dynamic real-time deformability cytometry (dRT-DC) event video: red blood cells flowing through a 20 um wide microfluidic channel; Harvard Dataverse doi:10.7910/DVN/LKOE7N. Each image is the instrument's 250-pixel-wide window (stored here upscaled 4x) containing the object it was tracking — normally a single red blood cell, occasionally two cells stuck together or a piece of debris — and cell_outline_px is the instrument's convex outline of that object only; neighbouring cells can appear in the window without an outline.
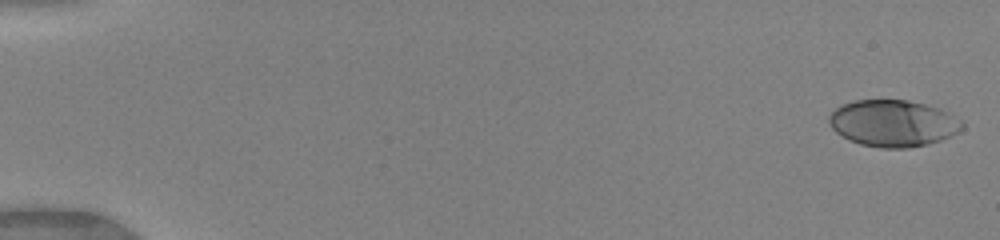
{"species": "human", "species_latin": "Homo sapiens", "temperature_condition": "warm", "stored_images_in_passage": 49, "camera_frame_rate_fps": 3000, "um_per_image_px": 0.085, "donor": {"sex": "female"}, "frame": {"image": 1, "passage_image": 1, "time_ms": 0.0, "image_size_px": [1000, 240], "cell_outline_px": [[964, 128], [960, 132], [940, 140], [928, 144], [908, 148], [880, 148], [860, 144], [848, 140], [836, 132], [832, 128], [828, 120], [828, 116], [840, 104], [852, 100], [908, 100], [940, 108], [948, 112], [960, 120], [964, 124]], "centroid_in_image_um": [75.9, 10.48], "position_along_channel_um": 9.1, "area_um2": 36.47}}
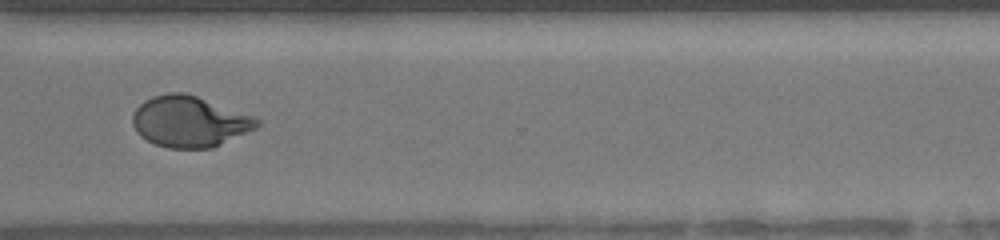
{"frame": {"image": 2, "passage_image": 38, "time_ms": 12.333, "image_size_px": [1000, 240], "cell_outline_px": [[260, 124], [256, 128], [212, 148], [168, 148], [156, 144], [140, 136], [136, 132], [132, 124], [132, 116], [136, 108], [144, 100], [152, 96], [168, 92], [184, 92], [256, 116], [260, 120]], "centroid_in_image_um": [16.1, 10.32], "position_along_channel_um": 354.5, "area_um2": 37.05}}
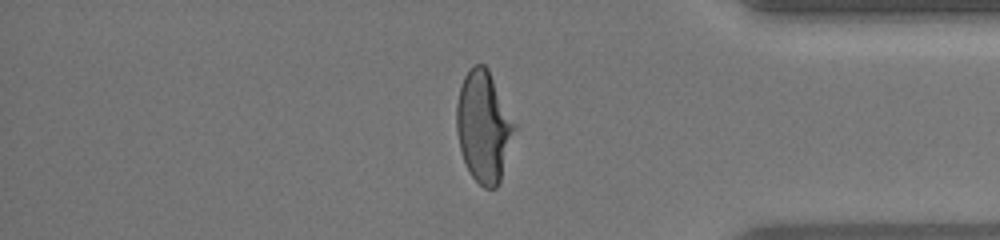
{"frame": {"image": 3, "passage_image": 42, "time_ms": 13.667, "image_size_px": [1000, 240], "cell_outline_px": [[516, 128], [500, 180], [496, 188], [484, 188], [472, 176], [464, 160], [460, 148], [456, 132], [456, 104], [460, 88], [464, 76], [472, 64], [484, 64], [488, 68], [516, 124]], "centroid_in_image_um": [41.1, 10.73], "position_along_channel_um": 394.1, "area_um2": 37.34}, "authors_computed_cell_mechanics": {"area_um2": 36.5296, "velocity_mm_per_s": 4.1404, "shape_relaxation_time_tau1_ms": 4.2882, "shape_relaxation_time_tau2_ms": null, "deformation_change_tau1": 0.2172, "deformation_change_tau2": null}}